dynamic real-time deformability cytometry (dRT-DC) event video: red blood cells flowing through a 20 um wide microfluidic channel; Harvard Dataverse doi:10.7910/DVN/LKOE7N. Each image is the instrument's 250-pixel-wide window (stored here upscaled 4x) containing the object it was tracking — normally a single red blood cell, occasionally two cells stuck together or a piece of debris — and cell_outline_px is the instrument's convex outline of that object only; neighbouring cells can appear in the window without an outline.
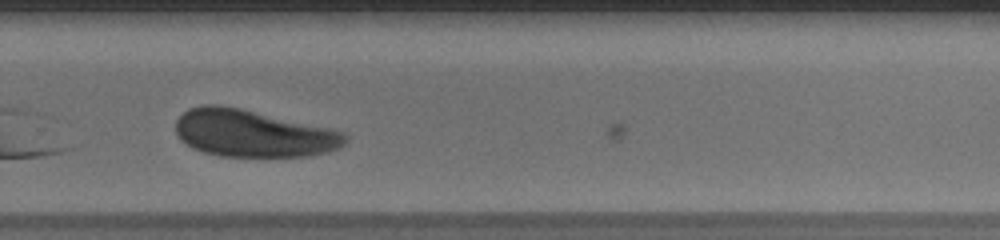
{"species": "human", "species_latin": "Homo sapiens", "temperature_condition": "warm", "stored_images_in_passage": 26, "camera_frame_rate_fps": 3000, "um_per_image_px": 0.085, "donor": {"sex": "male"}, "frame": {"image": 1, "passage_image": 19, "time_ms": 6.0, "image_size_px": [1000, 240], "cell_outline_px": [[348, 136], [344, 144], [328, 152], [308, 156], [220, 156], [204, 152], [188, 144], [176, 132], [176, 120], [188, 108], [204, 104], [220, 104], [240, 108], [324, 128], [340, 132]], "centroid_in_image_um": [21.45, 11.33], "position_along_channel_um": 308.3, "area_um2": 45.6}}
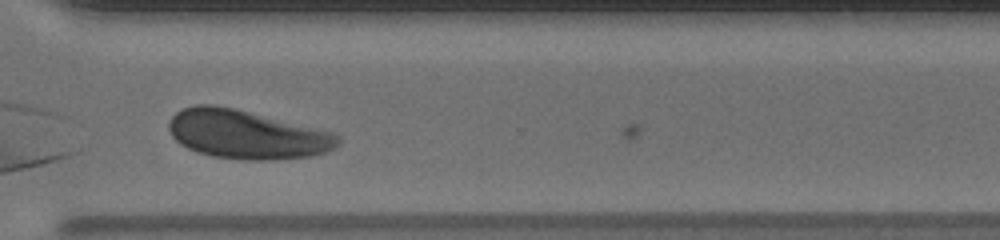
{"frame": {"image": 2, "passage_image": 22, "time_ms": 7.0, "image_size_px": [1000, 240], "cell_outline_px": [[340, 140], [332, 148], [324, 152], [308, 156], [276, 160], [244, 160], [212, 156], [188, 148], [176, 140], [172, 136], [168, 128], [168, 124], [172, 116], [176, 112], [184, 108], [196, 104], [216, 104], [236, 108], [328, 132], [340, 136]], "centroid_in_image_um": [20.89, 11.42], "position_along_channel_um": 349.7, "area_um2": 47.45}, "authors_computed_cell_mechanics": {"area_um2": 46.5868, "velocity_mm_per_s": 4.1, "shape_relaxation_time_tau1_ms": 4.4749, "shape_relaxation_time_tau2_ms": 2.0632, "deformation_change_tau1": 0.1122, "deformation_change_tau2": 0.0585}}